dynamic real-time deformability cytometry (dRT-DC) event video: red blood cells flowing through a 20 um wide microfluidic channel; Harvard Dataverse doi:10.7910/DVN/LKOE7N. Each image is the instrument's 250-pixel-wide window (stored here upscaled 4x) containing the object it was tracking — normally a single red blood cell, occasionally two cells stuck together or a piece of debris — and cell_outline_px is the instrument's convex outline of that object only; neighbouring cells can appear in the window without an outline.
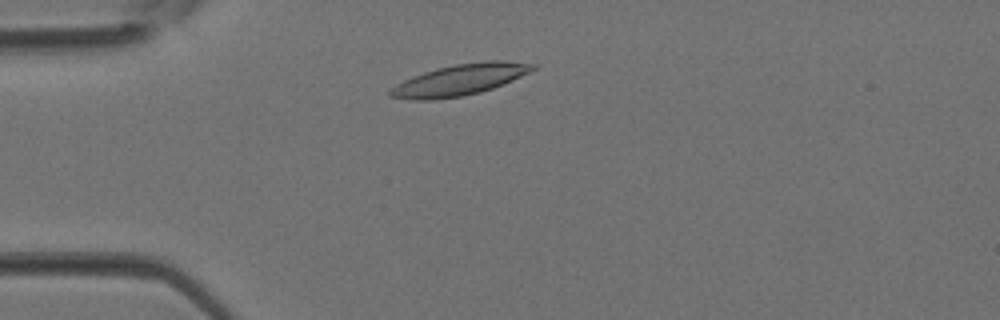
{"species": "Egyptian fruit bat (a non-hibernating species)", "species_latin": "Rousettus aegyptiacus", "temperature_condition": "room temperature", "stored_images_in_passage": 2, "camera_frame_rate_fps": 3000, "um_per_image_px": 0.085, "animal": {"sex": "female"}, "frame": {"image": 1, "passage_image": 2, "time_ms": 0.333, "image_size_px": [1000, 320], "cell_outline_px": [[536, 68], [512, 80], [492, 88], [480, 92], [464, 96], [432, 100], [412, 100], [388, 96], [388, 92], [396, 84], [404, 80], [424, 72], [436, 68], [456, 64], [484, 60], [500, 60], [536, 64]], "centroid_in_image_um": [39.05, 6.79], "position_along_channel_um": 45.9, "area_um2": 25.72}}